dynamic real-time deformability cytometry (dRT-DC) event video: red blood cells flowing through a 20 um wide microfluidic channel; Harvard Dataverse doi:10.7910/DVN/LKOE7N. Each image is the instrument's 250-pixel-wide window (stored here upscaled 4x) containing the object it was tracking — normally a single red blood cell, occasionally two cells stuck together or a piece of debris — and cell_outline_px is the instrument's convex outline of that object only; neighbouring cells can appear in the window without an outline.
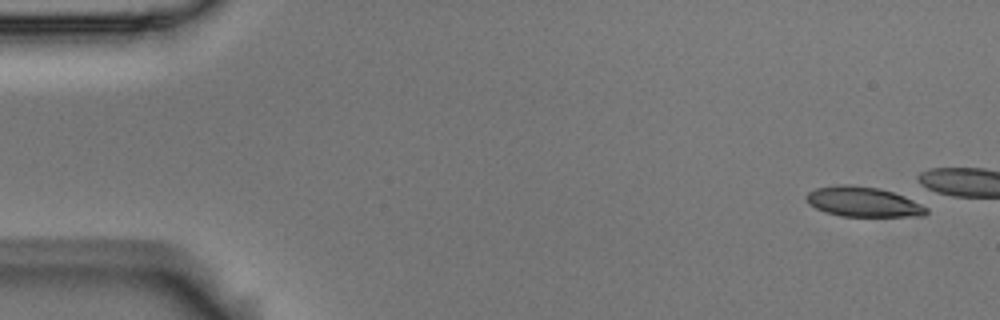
{"species": "Egyptian fruit bat (a non-hibernating species)", "species_latin": "Rousettus aegyptiacus", "temperature_condition": "room temperature", "stored_images_in_passage": 6, "camera_frame_rate_fps": 3000, "um_per_image_px": 0.085, "animal": {"sex": "male"}, "frame": {"image": 1, "passage_image": 1, "time_ms": 0.0, "image_size_px": [1000, 320], "cell_outline_px": [[928, 212], [924, 216], [840, 216], [824, 212], [808, 204], [804, 196], [808, 192], [816, 188], [844, 184], [848, 184], [880, 188], [904, 196], [928, 208]], "centroid_in_image_um": [73.34, 17.16], "position_along_channel_um": 11.7, "area_um2": 20.98}}
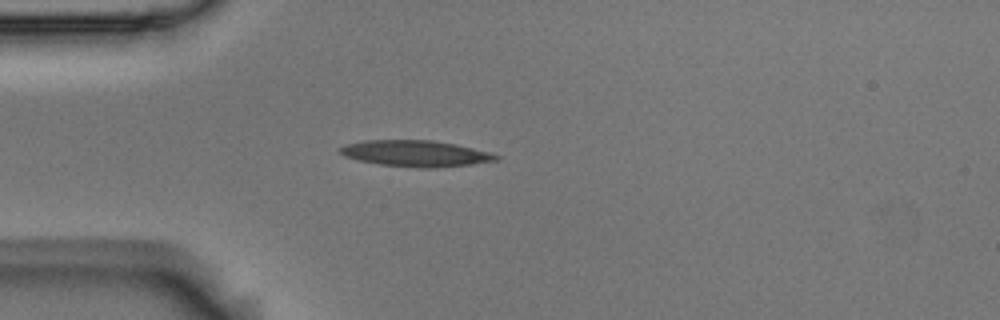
{"frame": {"image": 2, "passage_image": 5, "time_ms": 1.333, "image_size_px": [1000, 320], "cell_outline_px": [[500, 156], [496, 160], [468, 164], [432, 168], [424, 168], [380, 164], [356, 160], [344, 156], [336, 148], [344, 144], [364, 140], [432, 140], [456, 144], [488, 152]], "centroid_in_image_um": [35.23, 13.03], "position_along_channel_um": 49.8, "area_um2": 23.64}}